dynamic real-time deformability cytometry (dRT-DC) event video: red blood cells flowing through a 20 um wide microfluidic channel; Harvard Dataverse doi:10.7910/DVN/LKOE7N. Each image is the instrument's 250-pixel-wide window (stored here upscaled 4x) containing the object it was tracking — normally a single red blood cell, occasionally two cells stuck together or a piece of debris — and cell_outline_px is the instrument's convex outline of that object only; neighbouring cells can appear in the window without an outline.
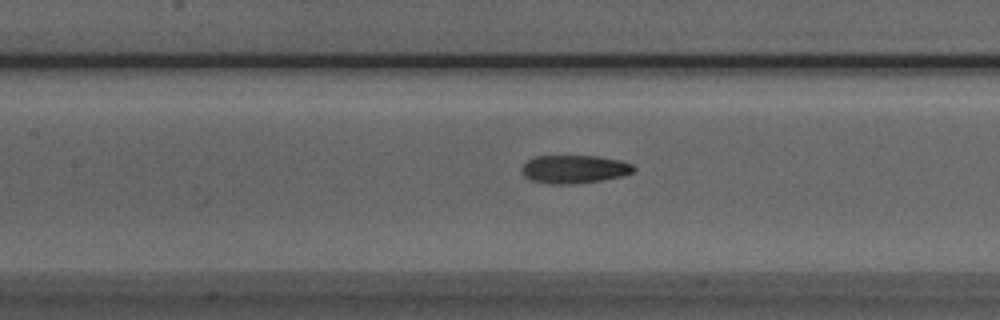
{"species": "Egyptian fruit bat (a non-hibernating species)", "species_latin": "Rousettus aegyptiacus", "temperature_condition": "room temperature", "stored_images_in_passage": 5, "camera_frame_rate_fps": 3000, "um_per_image_px": 0.085, "animal": {"sex": "male"}, "frame": {"image": 1, "passage_image": 5, "time_ms": 1.333, "image_size_px": [1000, 320], "cell_outline_px": [[636, 168], [632, 172], [620, 176], [600, 180], [576, 184], [548, 184], [532, 180], [524, 176], [520, 168], [528, 160], [536, 156], [596, 156], [620, 160], [632, 164]], "centroid_in_image_um": [48.78, 14.38], "position_along_channel_um": 158.6, "area_um2": 18.32}}